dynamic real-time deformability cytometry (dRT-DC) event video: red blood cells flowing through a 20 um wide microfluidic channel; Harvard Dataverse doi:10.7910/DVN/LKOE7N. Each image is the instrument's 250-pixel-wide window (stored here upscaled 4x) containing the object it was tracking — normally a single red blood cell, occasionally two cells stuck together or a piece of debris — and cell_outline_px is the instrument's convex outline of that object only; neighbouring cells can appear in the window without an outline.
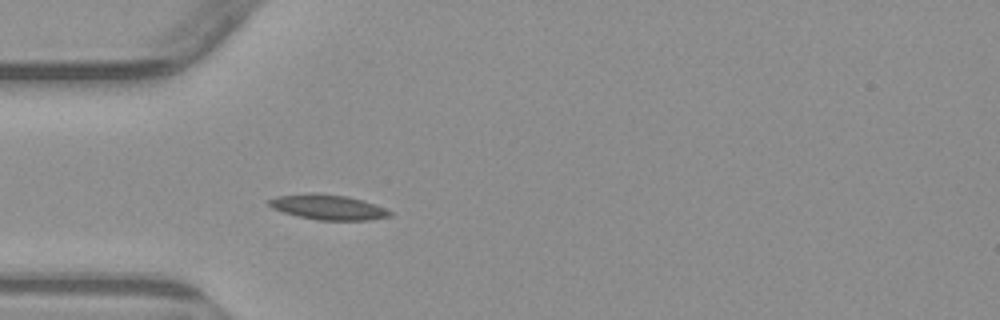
{"species": "common noctule bat (a hibernating species)", "species_latin": "Nyctalus noctula", "temperature_condition": "warm", "stored_images_in_passage": 4, "camera_frame_rate_fps": 3000, "um_per_image_px": 0.085, "animal": {"sex": "male", "body_mass_g": 23.1, "forearm_length_mm": 52.7}, "frame": {"image": 1, "passage_image": 4, "time_ms": 3.667, "image_size_px": [1000, 320], "cell_outline_px": [[392, 216], [368, 220], [316, 220], [296, 216], [272, 208], [268, 204], [268, 200], [276, 196], [312, 192], [348, 196], [364, 200], [384, 208], [392, 212]], "centroid_in_image_um": [27.87, 17.6], "position_along_channel_um": 57.1, "area_um2": 17.8}}